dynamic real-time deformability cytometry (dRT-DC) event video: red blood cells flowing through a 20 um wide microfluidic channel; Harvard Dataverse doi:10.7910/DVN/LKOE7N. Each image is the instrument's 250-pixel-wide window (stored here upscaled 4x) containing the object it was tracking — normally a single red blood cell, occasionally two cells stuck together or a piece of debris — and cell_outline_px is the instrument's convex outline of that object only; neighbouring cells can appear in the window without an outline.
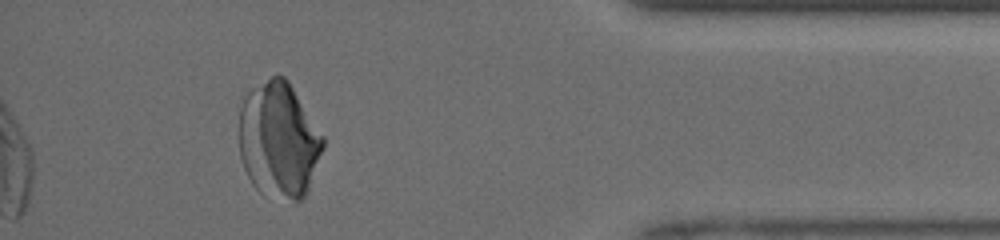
{"species": "human", "species_latin": "Homo sapiens", "temperature_condition": "room temperature", "stored_images_in_passage": 33, "camera_frame_rate_fps": 3000, "um_per_image_px": 0.085, "donor": {"sex": "male"}, "frame": {"image": 1, "passage_image": 33, "time_ms": 10.667, "image_size_px": [1000, 240], "cell_outline_px": [[324, 148], [308, 192], [296, 204], [260, 192], [252, 184], [244, 168], [240, 156], [240, 108], [244, 96], [252, 88], [272, 76], [284, 76], [288, 80], [324, 136]], "centroid_in_image_um": [23.72, 11.94], "position_along_channel_um": 411.5, "area_um2": 56.99}}